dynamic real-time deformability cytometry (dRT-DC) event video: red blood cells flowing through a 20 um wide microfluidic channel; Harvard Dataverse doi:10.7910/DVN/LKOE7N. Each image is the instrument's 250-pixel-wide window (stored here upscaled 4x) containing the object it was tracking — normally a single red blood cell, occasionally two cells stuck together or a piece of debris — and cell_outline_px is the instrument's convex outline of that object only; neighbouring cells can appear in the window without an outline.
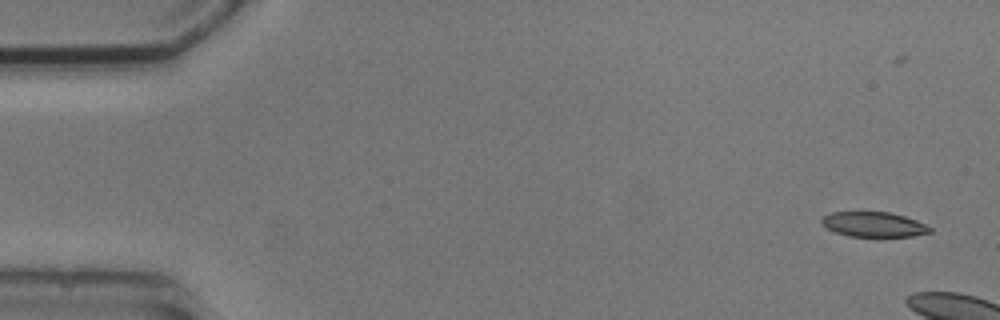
{"species": "common noctule bat (a hibernating species)", "species_latin": "Nyctalus noctula", "temperature_condition": "cold", "stored_images_in_passage": 7, "camera_frame_rate_fps": 3000, "um_per_image_px": 0.085, "animal": {"sex": "male", "body_mass_g": 20.5, "forearm_length_mm": 52.5}, "frame": {"image": 1, "passage_image": 1, "time_ms": 0.0, "image_size_px": [1000, 320], "cell_outline_px": [[932, 232], [912, 236], [848, 236], [836, 232], [820, 224], [820, 220], [824, 216], [832, 212], [892, 212], [916, 220], [932, 228]], "centroid_in_image_um": [74.26, 19.07], "position_along_channel_um": 10.7, "area_um2": 15.66}}
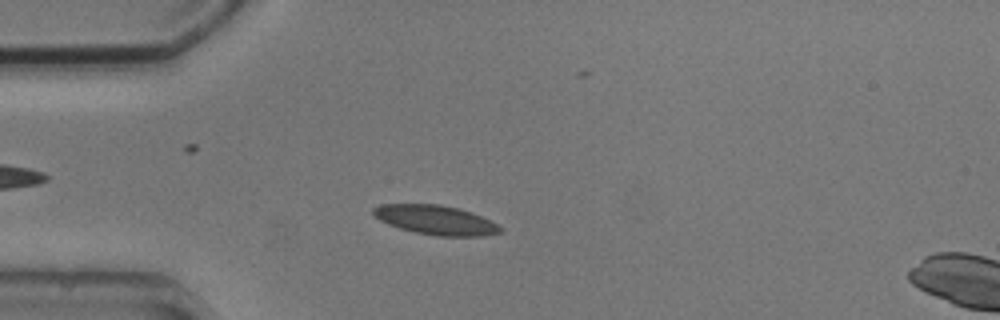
{"frame": {"image": 2, "passage_image": 5, "time_ms": 5.333, "image_size_px": [1000, 320], "cell_outline_px": [[504, 228], [500, 232], [480, 236], [436, 236], [416, 232], [400, 228], [388, 224], [380, 220], [372, 212], [372, 208], [380, 204], [440, 204], [460, 208], [472, 212]], "centroid_in_image_um": [37.02, 18.69], "position_along_channel_um": 48.0, "area_um2": 21.62}}